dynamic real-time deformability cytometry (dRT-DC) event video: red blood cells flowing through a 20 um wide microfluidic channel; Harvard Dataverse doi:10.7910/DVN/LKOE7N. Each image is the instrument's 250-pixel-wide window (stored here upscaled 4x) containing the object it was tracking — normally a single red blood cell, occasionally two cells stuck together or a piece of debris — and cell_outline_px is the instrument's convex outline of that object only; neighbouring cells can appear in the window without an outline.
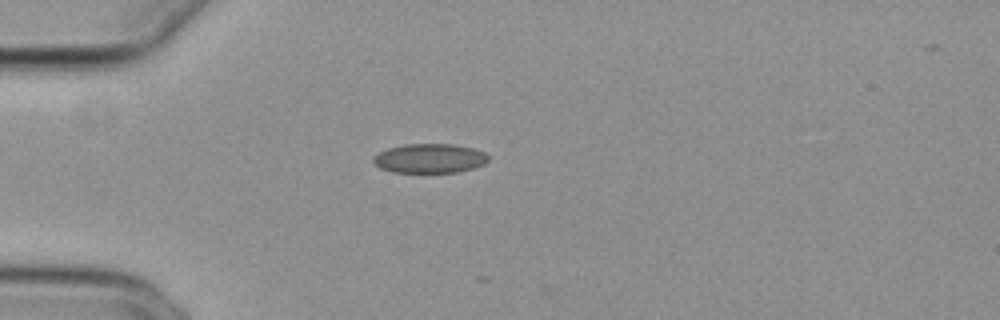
{"species": "common noctule bat (a hibernating species)", "species_latin": "Nyctalus noctula", "temperature_condition": "cold", "stored_images_in_passage": 2, "camera_frame_rate_fps": 3000, "um_per_image_px": 0.085, "animal": {"sex": "female", "body_mass_g": 29.2, "forearm_length_mm": 56.3}, "frame": {"image": 1, "passage_image": 1, "time_ms": 0.0, "image_size_px": [1000, 320], "cell_outline_px": [[488, 160], [484, 164], [472, 168], [456, 172], [392, 172], [380, 168], [372, 164], [372, 156], [388, 148], [404, 144], [452, 144], [472, 148], [484, 152], [488, 156]], "centroid_in_image_um": [36.47, 13.46], "position_along_channel_um": 48.5, "area_um2": 19.65}}